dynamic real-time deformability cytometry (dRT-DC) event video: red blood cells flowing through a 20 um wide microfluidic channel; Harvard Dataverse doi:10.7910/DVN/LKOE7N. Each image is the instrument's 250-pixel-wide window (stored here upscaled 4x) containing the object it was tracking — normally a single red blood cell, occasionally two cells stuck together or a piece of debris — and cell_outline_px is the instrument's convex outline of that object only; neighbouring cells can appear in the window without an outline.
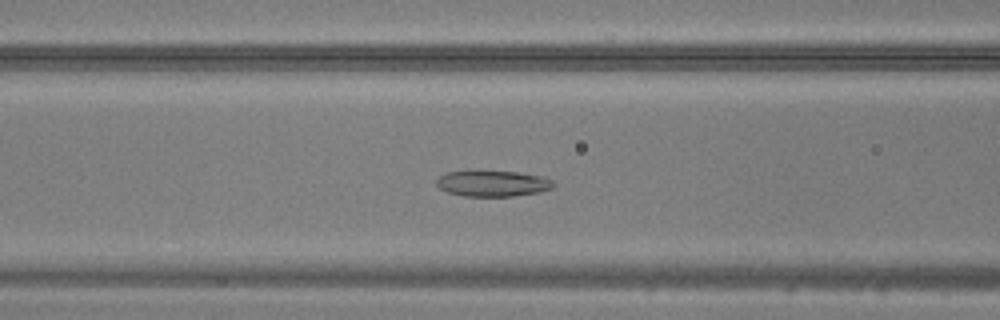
{"species": "common noctule bat (a hibernating species)", "species_latin": "Nyctalus noctula", "temperature_condition": "warm", "stored_images_in_passage": 38, "camera_frame_rate_fps": 3000, "um_per_image_px": 0.085, "animal": {"sex": "male", "body_mass_g": 20.5, "forearm_length_mm": 52.5}, "frame": {"image": 1, "passage_image": 10, "time_ms": 3.0, "image_size_px": [1000, 320], "cell_outline_px": [[556, 184], [552, 188], [540, 192], [512, 196], [464, 196], [448, 192], [440, 188], [436, 184], [436, 180], [440, 176], [448, 172], [520, 172], [544, 176], [552, 180]], "centroid_in_image_um": [41.94, 15.61], "position_along_channel_um": 124.7, "area_um2": 17.46}}
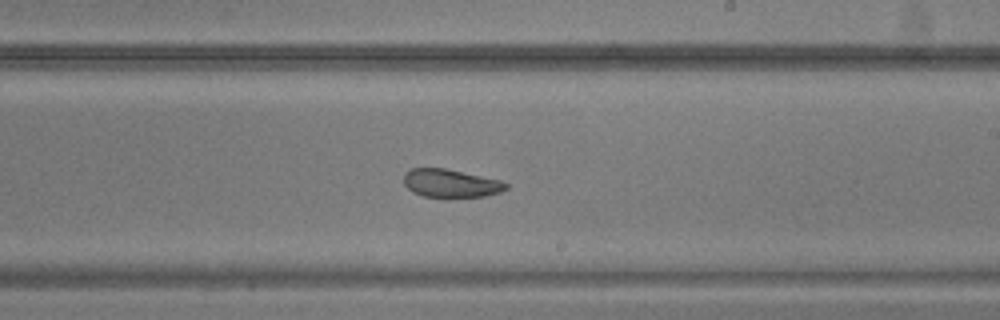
{"frame": {"image": 2, "passage_image": 19, "time_ms": 6.0, "image_size_px": [1000, 320], "cell_outline_px": [[508, 188], [500, 192], [484, 196], [448, 200], [424, 196], [412, 192], [404, 184], [404, 172], [412, 168], [444, 168], [500, 180], [508, 184]], "centroid_in_image_um": [38.3, 15.62], "position_along_channel_um": 250.7, "area_um2": 17.34}}
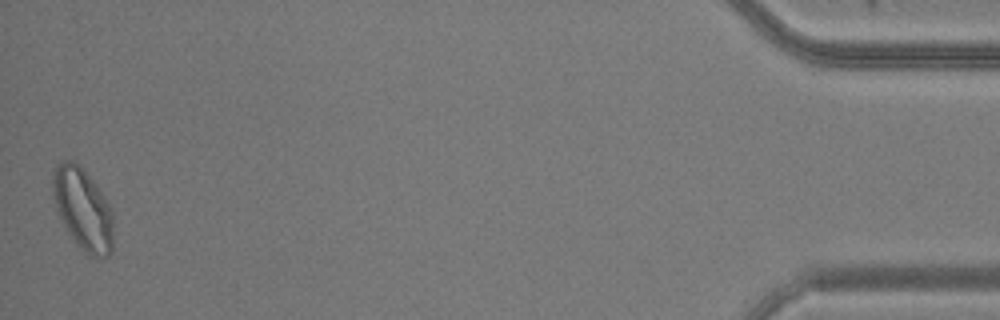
{"frame": {"image": 3, "passage_image": 38, "time_ms": 12.333, "image_size_px": [1000, 320], "cell_outline_px": [[112, 252], [108, 256], [96, 260], [84, 256], [60, 220], [56, 212], [52, 192], [52, 172], [56, 164], [64, 160], [72, 160], [96, 184], [104, 196], [112, 212]], "centroid_in_image_um": [7.02, 17.85], "position_along_channel_um": 428.2, "area_um2": 29.36}}